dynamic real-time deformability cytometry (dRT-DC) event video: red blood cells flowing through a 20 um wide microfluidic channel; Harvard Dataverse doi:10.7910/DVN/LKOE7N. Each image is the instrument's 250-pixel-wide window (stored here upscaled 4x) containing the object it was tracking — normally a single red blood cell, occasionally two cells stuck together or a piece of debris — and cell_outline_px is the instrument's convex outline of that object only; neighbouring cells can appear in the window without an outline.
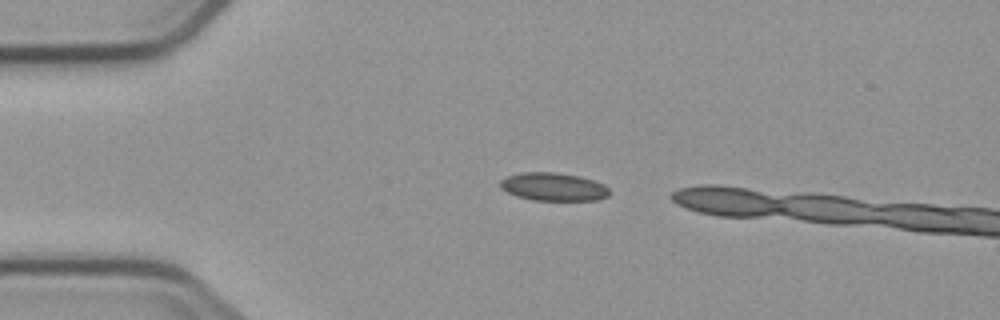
{"species": "common noctule bat (a hibernating species)", "species_latin": "Nyctalus noctula", "temperature_condition": "cold", "stored_images_in_passage": 2, "camera_frame_rate_fps": 3000, "um_per_image_px": 0.085, "animal": {"sex": "male", "body_mass_g": 23.1, "forearm_length_mm": 52.7}, "frame": {"image": 1, "passage_image": 1, "time_ms": 0.0, "image_size_px": [1000, 320], "cell_outline_px": [[608, 196], [596, 200], [532, 200], [516, 196], [500, 188], [500, 180], [508, 176], [520, 172], [556, 172], [580, 176], [604, 184], [608, 188]], "centroid_in_image_um": [47.02, 15.87], "position_along_channel_um": 38.0, "area_um2": 17.86}}